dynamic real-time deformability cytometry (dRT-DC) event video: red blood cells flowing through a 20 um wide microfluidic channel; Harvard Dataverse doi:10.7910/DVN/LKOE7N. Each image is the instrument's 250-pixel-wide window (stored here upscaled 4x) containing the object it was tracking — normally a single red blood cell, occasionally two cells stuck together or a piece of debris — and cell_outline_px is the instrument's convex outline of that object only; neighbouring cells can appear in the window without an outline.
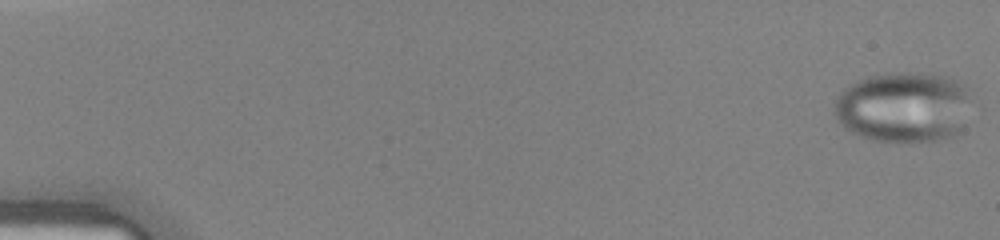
{"species": "human", "species_latin": "Homo sapiens", "temperature_condition": "warm", "stored_images_in_passage": 44, "camera_frame_rate_fps": 3000, "um_per_image_px": 0.085, "donor": {"sex": "female"}, "frame": {"image": 1, "passage_image": 1, "time_ms": 0.0, "image_size_px": [1000, 240], "cell_outline_px": [[972, 100], [964, 124], [960, 132], [956, 136], [940, 140], [872, 140], [860, 136], [844, 128], [840, 124], [832, 108], [840, 92], [844, 88], [856, 80], [876, 72], [932, 72], [948, 76], [964, 84], [968, 88]], "centroid_in_image_um": [76.83, 9.05], "position_along_channel_um": 8.2, "area_um2": 57.57}}
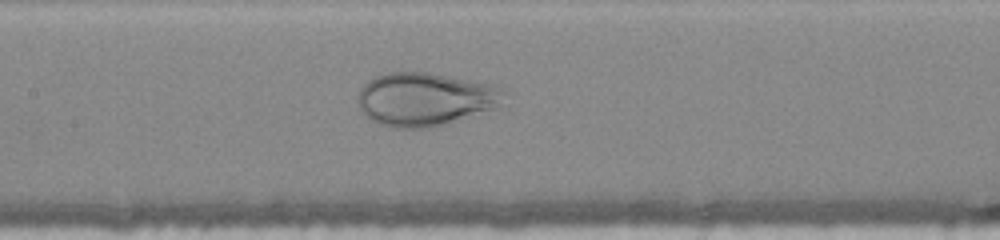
{"frame": {"image": 2, "passage_image": 22, "time_ms": 7.0, "image_size_px": [1000, 240], "cell_outline_px": [[504, 92], [500, 104], [496, 108], [428, 128], [392, 128], [380, 124], [372, 120], [360, 108], [360, 88], [372, 76], [388, 72], [428, 72], [496, 84], [504, 88]], "centroid_in_image_um": [36.15, 8.4], "position_along_channel_um": 171.2, "area_um2": 45.26}}
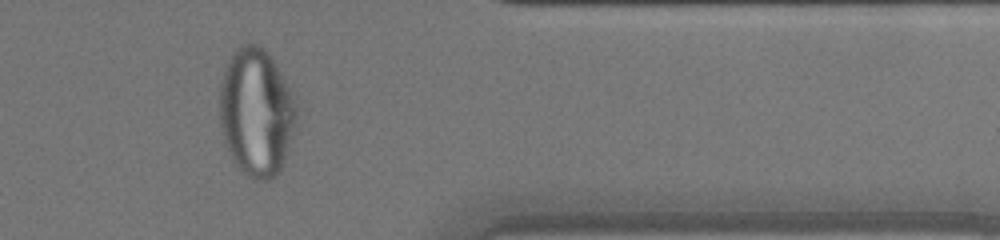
{"frame": {"image": 3, "passage_image": 37, "time_ms": 12.0, "image_size_px": [1000, 240], "cell_outline_px": [[296, 116], [292, 132], [284, 160], [280, 172], [276, 176], [268, 180], [252, 180], [236, 164], [224, 140], [220, 124], [220, 84], [224, 64], [232, 52], [240, 44], [256, 44], [264, 48], [272, 56], [288, 84], [292, 96], [296, 112]], "centroid_in_image_um": [21.76, 9.49], "position_along_channel_um": 389.6, "area_um2": 57.11}}